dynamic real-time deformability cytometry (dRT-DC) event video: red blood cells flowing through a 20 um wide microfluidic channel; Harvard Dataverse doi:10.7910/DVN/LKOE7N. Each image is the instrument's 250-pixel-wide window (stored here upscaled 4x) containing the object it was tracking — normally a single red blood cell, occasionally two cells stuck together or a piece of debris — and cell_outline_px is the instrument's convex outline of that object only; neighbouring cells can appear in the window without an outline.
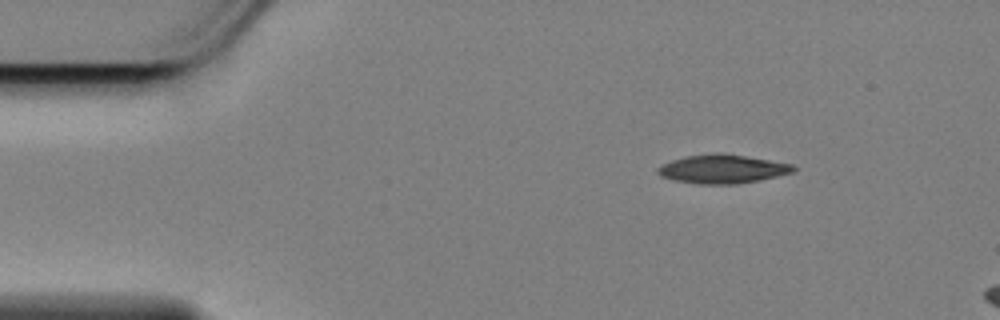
{"species": "Egyptian fruit bat (a non-hibernating species)", "species_latin": "Rousettus aegyptiacus", "temperature_condition": "cold", "stored_images_in_passage": 8, "camera_frame_rate_fps": 3000, "um_per_image_px": 0.085, "animal": {"sex": "female"}, "frame": {"image": 1, "passage_image": 1, "time_ms": 0.0, "image_size_px": [1000, 320], "cell_outline_px": [[796, 168], [792, 172], [760, 180], [736, 184], [696, 184], [676, 180], [660, 176], [656, 172], [656, 168], [660, 164], [672, 160], [688, 156], [716, 152], [720, 152], [792, 164]], "centroid_in_image_um": [61.35, 14.36], "position_along_channel_um": 23.6, "area_um2": 22.6}}